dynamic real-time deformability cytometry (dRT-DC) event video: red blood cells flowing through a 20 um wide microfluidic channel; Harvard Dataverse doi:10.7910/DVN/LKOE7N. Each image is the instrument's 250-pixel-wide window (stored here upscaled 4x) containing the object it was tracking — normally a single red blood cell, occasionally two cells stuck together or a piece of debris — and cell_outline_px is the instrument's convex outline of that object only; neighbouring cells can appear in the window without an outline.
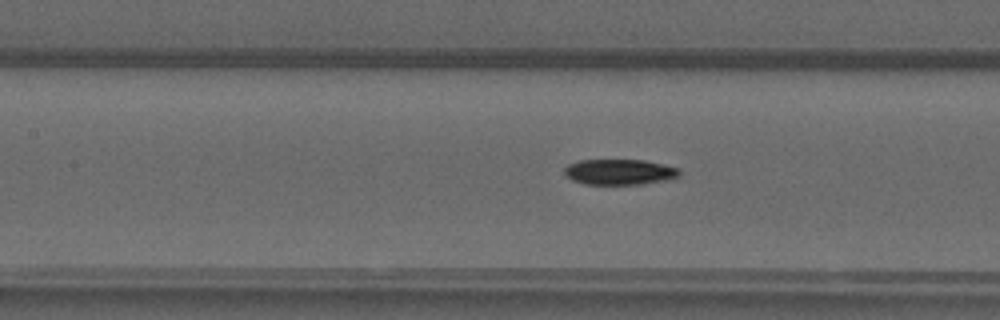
{"species": "common noctule bat (a hibernating species)", "species_latin": "Nyctalus noctula", "temperature_condition": "warm", "stored_images_in_passage": 25, "camera_frame_rate_fps": 3000, "um_per_image_px": 0.085, "animal": {"sex": "male", "forearm_length_mm": 52.5}, "frame": {"image": 1, "passage_image": 14, "time_ms": 4.333, "image_size_px": [1000, 320], "cell_outline_px": [[680, 176], [672, 180], [644, 184], [584, 184], [572, 180], [564, 172], [564, 168], [568, 164], [580, 160], [644, 160], [664, 164], [680, 168]], "centroid_in_image_um": [52.73, 14.62], "position_along_channel_um": 154.7, "area_um2": 17.4}}
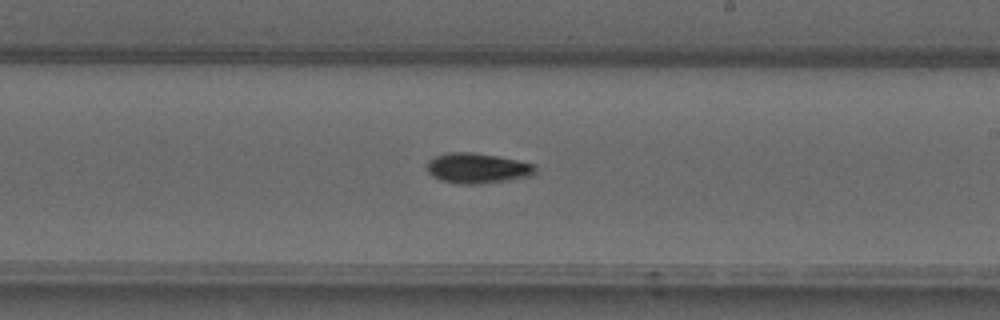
{"frame": {"image": 2, "passage_image": 21, "time_ms": 6.667, "image_size_px": [1000, 320], "cell_outline_px": [[536, 172], [532, 176], [508, 180], [480, 184], [460, 184], [440, 180], [432, 176], [424, 168], [428, 160], [444, 152], [472, 152], [496, 156], [516, 160], [532, 164], [536, 168]], "centroid_in_image_um": [40.52, 14.3], "position_along_channel_um": 248.5, "area_um2": 19.25}}
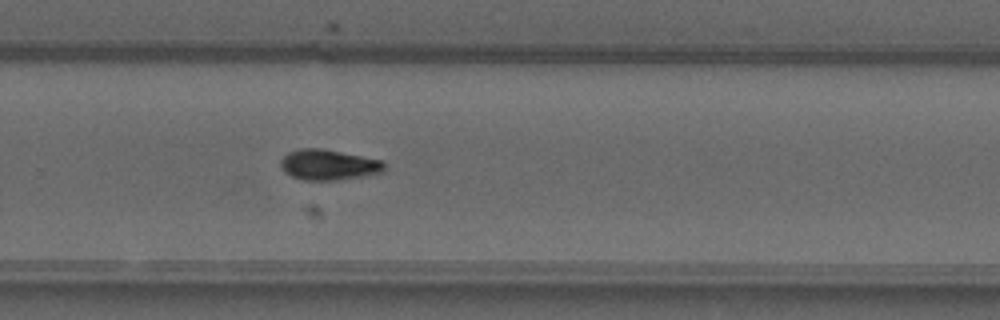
{"frame": {"image": 3, "passage_image": 25, "time_ms": 8.0, "image_size_px": [1000, 320], "cell_outline_px": [[384, 172], [336, 180], [304, 180], [292, 176], [284, 172], [280, 164], [280, 160], [288, 152], [300, 148], [324, 148], [384, 160]], "centroid_in_image_um": [27.92, 13.99], "position_along_channel_um": 301.9, "area_um2": 18.55}}